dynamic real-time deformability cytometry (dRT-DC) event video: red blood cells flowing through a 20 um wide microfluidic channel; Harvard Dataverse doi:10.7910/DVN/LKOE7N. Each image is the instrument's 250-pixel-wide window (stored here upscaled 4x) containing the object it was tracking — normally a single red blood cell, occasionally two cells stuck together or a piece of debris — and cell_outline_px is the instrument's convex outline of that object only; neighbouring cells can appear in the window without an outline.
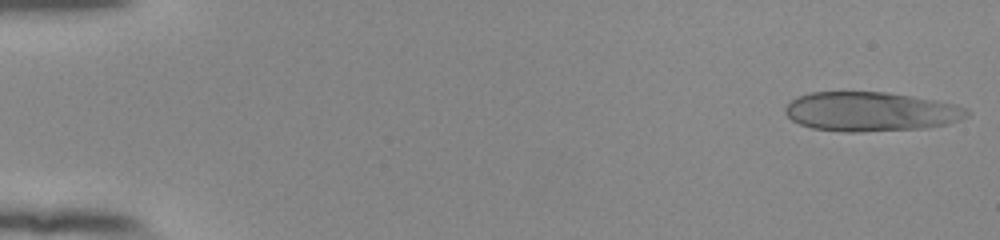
{"species": "human", "species_latin": "Homo sapiens", "temperature_condition": "room temperature", "stored_images_in_passage": 52, "camera_frame_rate_fps": 3000, "um_per_image_px": 0.085, "donor": {"sex": "female"}, "frame": {"image": 1, "passage_image": 1, "time_ms": 0.0, "image_size_px": [1000, 240], "cell_outline_px": [[972, 112], [968, 116], [960, 120], [948, 124], [924, 128], [860, 132], [848, 132], [812, 128], [800, 124], [792, 120], [784, 112], [784, 108], [796, 96], [812, 92], [884, 92], [912, 96], [936, 100], [956, 104], [968, 108]], "centroid_in_image_um": [74.05, 9.49], "position_along_channel_um": 10.9, "area_um2": 41.91}}
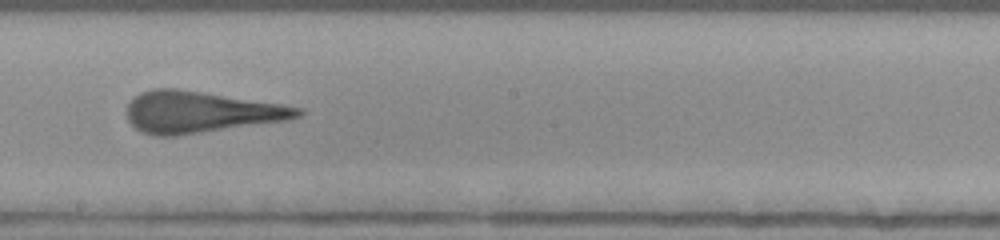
{"frame": {"image": 2, "passage_image": 30, "time_ms": 9.667, "image_size_px": [1000, 240], "cell_outline_px": [[304, 112], [300, 116], [288, 120], [176, 136], [152, 136], [140, 132], [128, 120], [128, 104], [140, 92], [152, 88], [176, 88], [280, 104], [304, 108]], "centroid_in_image_um": [17.02, 9.53], "position_along_channel_um": 231.2, "area_um2": 41.15}}
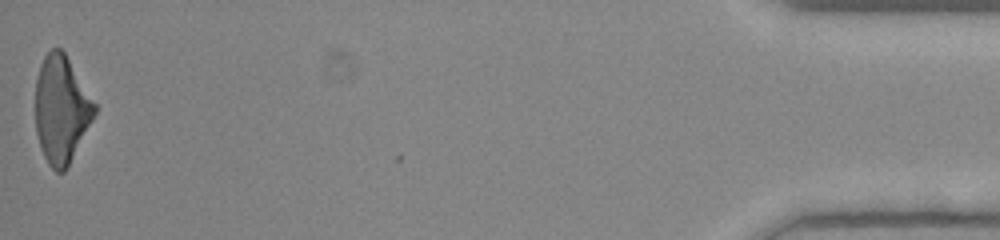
{"frame": {"image": 3, "passage_image": 52, "time_ms": 17.0, "image_size_px": [1000, 240], "cell_outline_px": [[96, 112], [92, 120], [64, 172], [56, 172], [48, 164], [44, 156], [36, 132], [36, 80], [40, 64], [44, 56], [52, 48], [60, 48], [64, 52], [96, 104]], "centroid_in_image_um": [5.2, 9.28], "position_along_channel_um": 430.0, "area_um2": 36.41}, "authors_computed_cell_mechanics": {"area_um2": 40.8068, "velocity_mm_per_s": 3.9143, "shape_relaxation_time_tau1_ms": 5.2835, "shape_relaxation_time_tau2_ms": 1.2613, "deformation_change_tau1": 0.2286, "deformation_change_tau2": 0.1417}}